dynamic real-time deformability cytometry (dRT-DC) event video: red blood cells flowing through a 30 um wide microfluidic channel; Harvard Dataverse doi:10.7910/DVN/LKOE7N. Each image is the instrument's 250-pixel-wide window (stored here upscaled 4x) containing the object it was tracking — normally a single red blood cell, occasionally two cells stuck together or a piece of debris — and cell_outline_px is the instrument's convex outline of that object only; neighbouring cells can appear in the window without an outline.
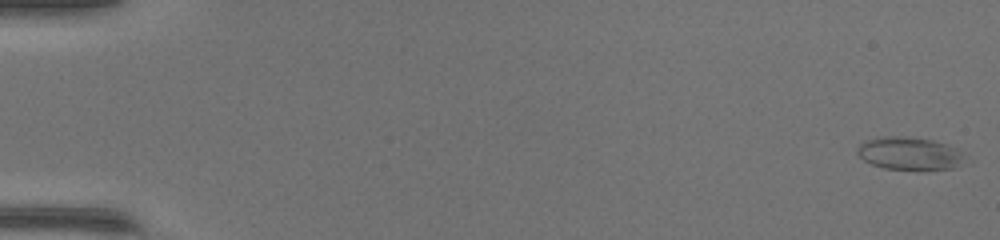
{"species": "common noctule bat (a hibernating species)", "species_latin": "Nyctalus noctula", "temperature_condition": "warm", "stored_images_in_passage": 50, "camera_frame_rate_fps": 3000, "um_per_image_px": 0.085, "animal": {"sex": "female", "body_mass_g": 17.0, "forearm_length_mm": 48.0}, "frame": {"image": 1, "passage_image": 1, "time_ms": 0.0, "image_size_px": [1000, 240], "cell_outline_px": [[964, 152], [956, 164], [952, 168], [884, 168], [872, 164], [864, 160], [856, 152], [856, 148], [864, 140], [880, 136], [904, 136], [932, 140], [956, 148]], "centroid_in_image_um": [77.18, 13.0], "position_along_channel_um": 7.8, "area_um2": 19.83}}
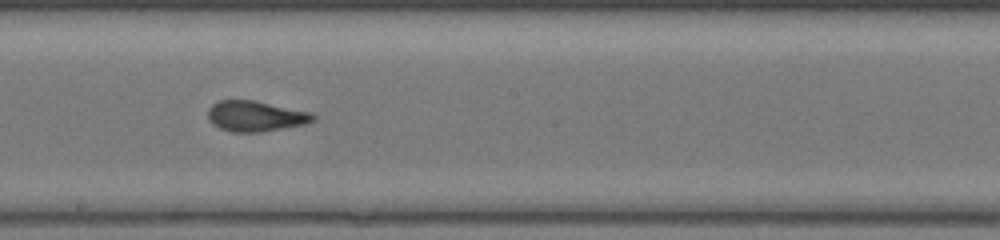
{"frame": {"image": 2, "passage_image": 29, "time_ms": 9.333, "image_size_px": [1000, 240], "cell_outline_px": [[316, 120], [304, 124], [260, 132], [232, 132], [220, 128], [212, 124], [208, 120], [208, 108], [212, 104], [220, 100], [256, 100], [312, 112], [316, 116]], "centroid_in_image_um": [21.72, 9.86], "position_along_channel_um": 226.5, "area_um2": 18.9}}
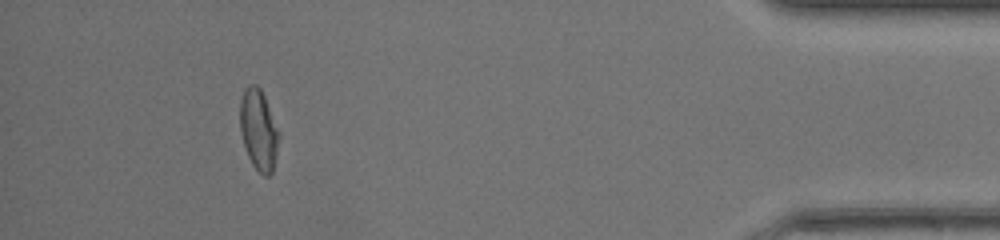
{"frame": {"image": 3, "passage_image": 46, "time_ms": 15.0, "image_size_px": [1000, 240], "cell_outline_px": [[280, 136], [272, 172], [268, 176], [264, 176], [252, 164], [248, 156], [240, 132], [240, 100], [244, 88], [248, 84], [256, 84], [260, 88], [264, 96], [280, 132]], "centroid_in_image_um": [21.98, 11.01], "position_along_channel_um": 413.2, "area_um2": 18.32}, "authors_computed_cell_mechanics": {"area_um2": 19.3052, "velocity_mm_per_s": 4.2965, "shape_relaxation_time_tau1_ms": 5.5947, "shape_relaxation_time_tau2_ms": 1.2358, "deformation_change_tau1": 0.1813, "deformation_change_tau2": 0.0773}}